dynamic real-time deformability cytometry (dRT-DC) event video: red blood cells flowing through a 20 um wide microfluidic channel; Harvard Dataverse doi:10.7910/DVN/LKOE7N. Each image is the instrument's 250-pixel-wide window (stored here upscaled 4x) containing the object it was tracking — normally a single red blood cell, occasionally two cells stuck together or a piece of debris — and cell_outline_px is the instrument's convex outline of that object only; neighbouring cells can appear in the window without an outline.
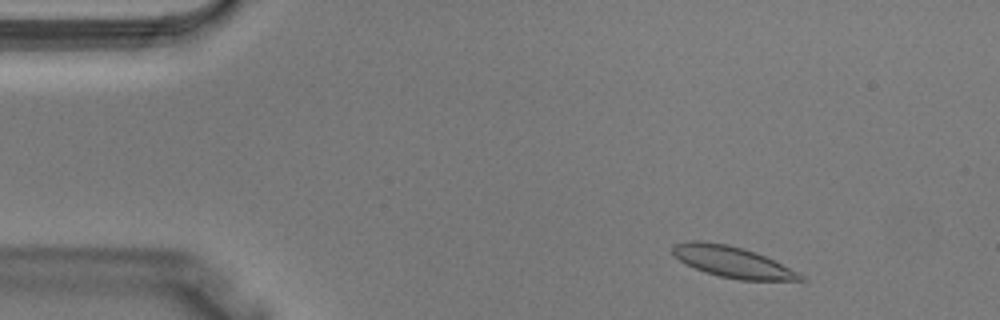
{"species": "Egyptian fruit bat (a non-hibernating species)", "species_latin": "Rousettus aegyptiacus", "temperature_condition": "warm", "stored_images_in_passage": 4, "camera_frame_rate_fps": 3000, "um_per_image_px": 0.085, "animal": {"sex": "male"}, "frame": {"image": 1, "passage_image": 1, "time_ms": 0.0, "image_size_px": [1000, 320], "cell_outline_px": [[808, 280], [740, 280], [720, 276], [696, 268], [680, 260], [672, 252], [672, 244], [688, 240], [704, 240], [728, 244], [744, 248], [764, 256], [804, 276]], "centroid_in_image_um": [62.2, 22.23], "position_along_channel_um": 22.8, "area_um2": 22.77}}
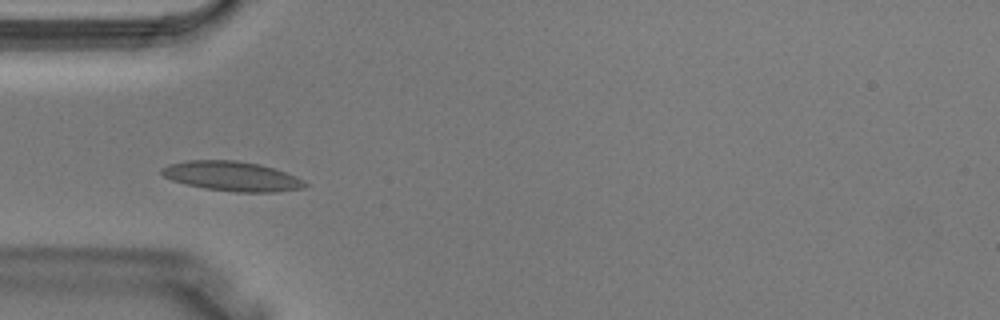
{"frame": {"image": 2, "passage_image": 3, "time_ms": 0.667, "image_size_px": [1000, 320], "cell_outline_px": [[308, 184], [304, 188], [276, 192], [236, 192], [204, 188], [184, 184], [172, 180], [164, 176], [160, 172], [160, 168], [168, 164], [188, 160], [236, 160], [260, 164], [296, 176], [304, 180]], "centroid_in_image_um": [19.7, 14.98], "position_along_channel_um": 65.3, "area_um2": 24.85}}